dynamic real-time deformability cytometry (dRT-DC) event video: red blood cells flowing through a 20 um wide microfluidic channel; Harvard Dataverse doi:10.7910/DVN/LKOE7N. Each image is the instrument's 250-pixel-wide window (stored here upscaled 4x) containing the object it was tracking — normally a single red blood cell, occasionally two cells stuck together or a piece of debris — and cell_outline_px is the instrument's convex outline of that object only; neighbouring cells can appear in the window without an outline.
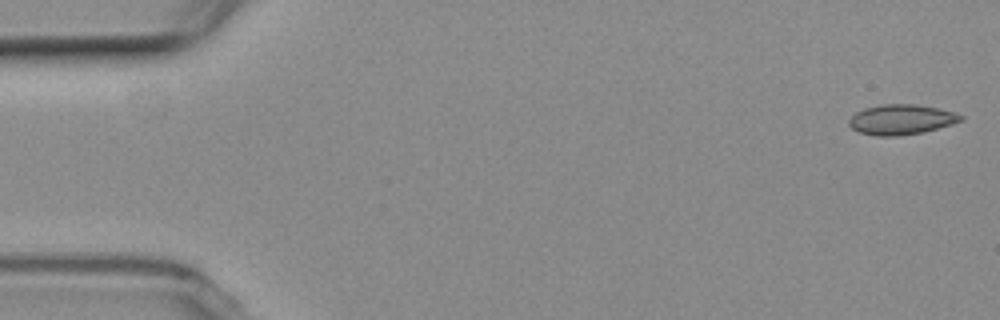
{"species": "common noctule bat (a hibernating species)", "species_latin": "Nyctalus noctula", "temperature_condition": "room temperature", "stored_images_in_passage": 4, "camera_frame_rate_fps": 3000, "um_per_image_px": 0.085, "animal": {"sex": "female", "body_mass_g": 19.3, "forearm_length_mm": 54.1}, "frame": {"image": 1, "passage_image": 1, "time_ms": 0.0, "image_size_px": [1000, 320], "cell_outline_px": [[964, 120], [952, 124], [924, 132], [900, 136], [876, 136], [860, 132], [852, 128], [848, 124], [848, 120], [856, 112], [864, 108], [884, 104], [916, 104], [936, 108], [952, 112], [964, 116]], "centroid_in_image_um": [76.6, 10.17], "position_along_channel_um": 8.4, "area_um2": 19.59}}
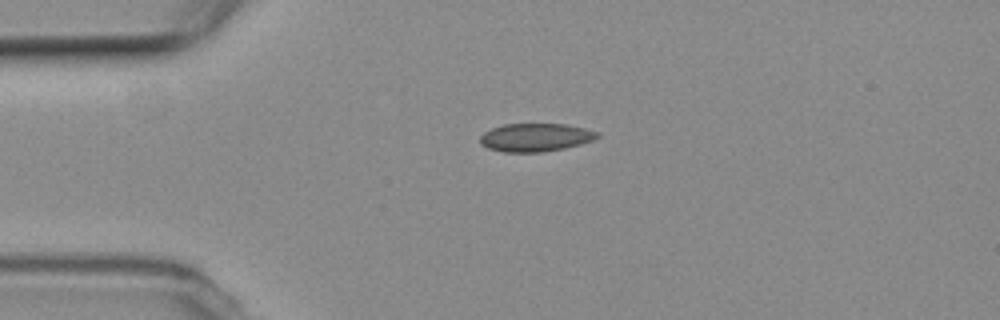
{"frame": {"image": 2, "passage_image": 4, "time_ms": 4.0, "image_size_px": [1000, 320], "cell_outline_px": [[600, 136], [592, 140], [580, 144], [564, 148], [540, 152], [504, 152], [488, 148], [480, 144], [480, 136], [484, 132], [492, 128], [504, 124], [564, 124], [584, 128], [596, 132]], "centroid_in_image_um": [45.48, 11.68], "position_along_channel_um": 39.5, "area_um2": 19.07}}